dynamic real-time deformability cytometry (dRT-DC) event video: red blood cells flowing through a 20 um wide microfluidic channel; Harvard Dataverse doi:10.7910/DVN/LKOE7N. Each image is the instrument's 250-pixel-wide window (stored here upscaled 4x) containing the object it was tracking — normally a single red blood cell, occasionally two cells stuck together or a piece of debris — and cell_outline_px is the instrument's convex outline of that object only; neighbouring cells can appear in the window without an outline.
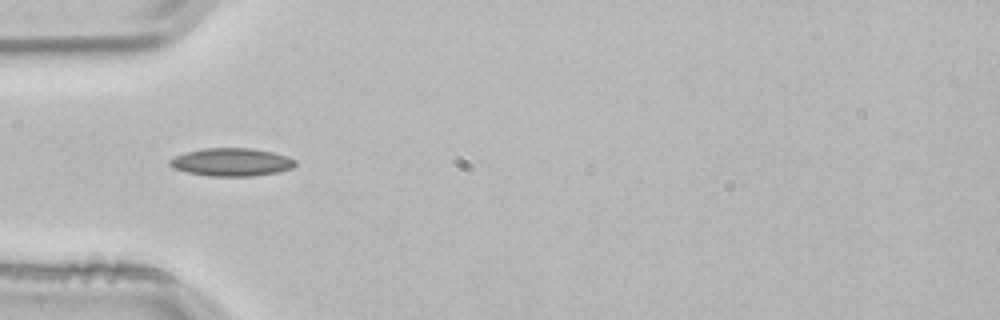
{"species": "common noctule bat (a hibernating species)", "species_latin": "Nyctalus noctula", "temperature_condition": "room temperature", "stored_images_in_passage": 10, "camera_frame_rate_fps": 3000, "um_per_image_px": 0.085, "animal": {"sex": "male", "body_mass_g": 21.5, "forearm_length_mm": 52.0}, "frame": {"image": 1, "passage_image": 4, "time_ms": 1.0, "image_size_px": [1000, 320], "cell_outline_px": [[296, 164], [292, 168], [276, 172], [252, 176], [208, 176], [188, 172], [172, 168], [168, 164], [168, 160], [176, 156], [188, 152], [204, 148], [252, 148], [272, 152], [288, 156], [296, 160]], "centroid_in_image_um": [19.68, 13.78], "position_along_channel_um": 65.3, "area_um2": 20.4}}